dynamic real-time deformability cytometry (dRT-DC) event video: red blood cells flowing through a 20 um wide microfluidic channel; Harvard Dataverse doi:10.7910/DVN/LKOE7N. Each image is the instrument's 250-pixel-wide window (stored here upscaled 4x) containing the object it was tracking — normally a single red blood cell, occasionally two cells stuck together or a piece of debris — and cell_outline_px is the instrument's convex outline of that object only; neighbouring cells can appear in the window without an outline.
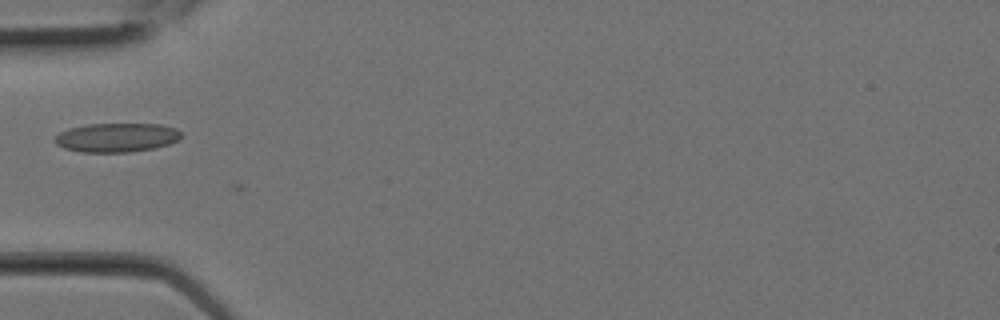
{"species": "Egyptian fruit bat (a non-hibernating species)", "species_latin": "Rousettus aegyptiacus", "temperature_condition": "room temperature", "stored_images_in_passage": 5, "camera_frame_rate_fps": 3000, "um_per_image_px": 0.085, "animal": {"sex": "female"}, "frame": {"image": 1, "passage_image": 3, "time_ms": 0.667, "image_size_px": [1000, 320], "cell_outline_px": [[180, 136], [176, 140], [168, 144], [152, 148], [128, 152], [80, 152], [64, 148], [56, 144], [52, 140], [60, 132], [68, 128], [88, 124], [160, 124], [176, 128], [180, 132]], "centroid_in_image_um": [9.85, 11.68], "position_along_channel_um": 75.1, "area_um2": 21.27}}
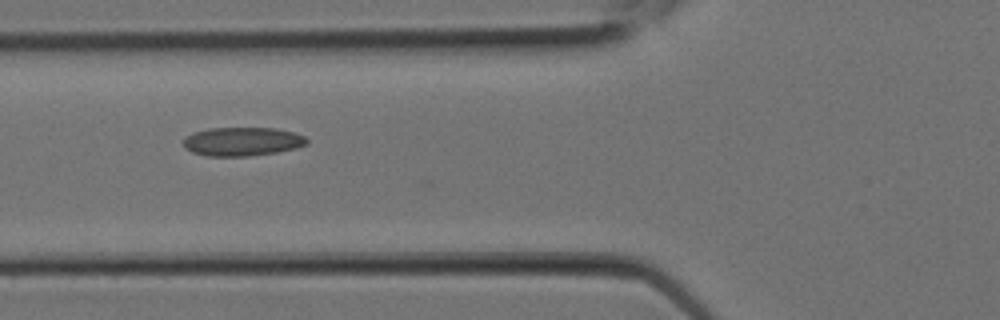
{"frame": {"image": 2, "passage_image": 4, "time_ms": 1.0, "image_size_px": [1000, 320], "cell_outline_px": [[308, 144], [296, 148], [276, 152], [248, 156], [204, 156], [192, 152], [184, 148], [184, 140], [192, 132], [208, 128], [276, 128], [292, 132], [304, 136], [308, 140]], "centroid_in_image_um": [20.58, 12.03], "position_along_channel_um": 105.2, "area_um2": 20.69}}
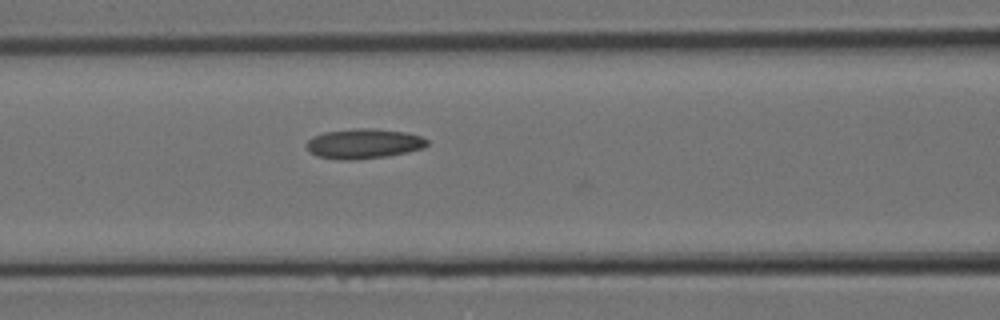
{"frame": {"image": 3, "passage_image": 5, "time_ms": 1.333, "image_size_px": [1000, 320], "cell_outline_px": [[428, 144], [424, 148], [408, 152], [388, 156], [356, 160], [336, 160], [316, 156], [308, 148], [308, 140], [312, 136], [324, 132], [356, 128], [372, 128], [404, 132], [420, 136], [428, 140]], "centroid_in_image_um": [30.92, 12.22], "position_along_channel_um": 135.7, "area_um2": 21.1}}